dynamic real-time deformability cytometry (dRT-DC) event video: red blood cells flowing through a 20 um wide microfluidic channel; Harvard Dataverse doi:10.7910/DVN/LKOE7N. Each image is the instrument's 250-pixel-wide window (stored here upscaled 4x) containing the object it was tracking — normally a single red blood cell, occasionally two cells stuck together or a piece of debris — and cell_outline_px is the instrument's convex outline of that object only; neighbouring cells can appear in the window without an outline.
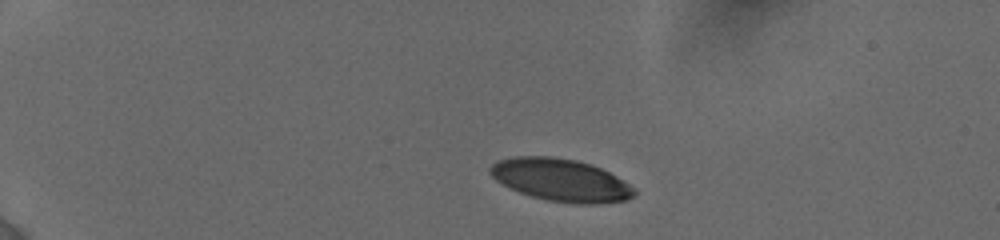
{"species": "human", "species_latin": "Homo sapiens", "temperature_condition": "cold", "stored_images_in_passage": 5, "camera_frame_rate_fps": 3000, "um_per_image_px": 0.085, "donor": {"sex": "female"}, "frame": {"image": 1, "passage_image": 1, "time_ms": 0.0, "image_size_px": [1000, 240], "cell_outline_px": [[636, 192], [632, 196], [624, 200], [596, 204], [580, 204], [548, 200], [532, 196], [520, 192], [496, 180], [488, 172], [488, 168], [492, 164], [500, 160], [512, 156], [552, 156], [576, 160], [592, 164], [624, 180], [636, 188]], "centroid_in_image_um": [47.68, 15.29], "position_along_channel_um": 37.3, "area_um2": 35.55}}
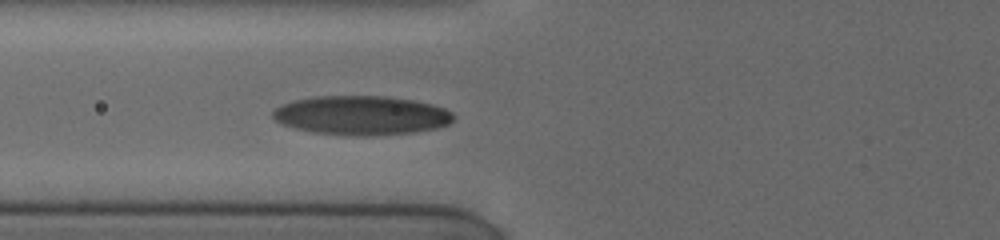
{"frame": {"image": 2, "passage_image": 5, "time_ms": 3.667, "image_size_px": [1000, 240], "cell_outline_px": [[456, 116], [448, 124], [436, 128], [412, 132], [368, 136], [360, 136], [312, 132], [280, 124], [272, 116], [272, 112], [276, 108], [284, 104], [296, 100], [316, 96], [384, 96], [412, 100], [432, 104], [444, 108], [452, 112]], "centroid_in_image_um": [30.73, 9.8], "position_along_channel_um": 95.1, "area_um2": 40.98}}